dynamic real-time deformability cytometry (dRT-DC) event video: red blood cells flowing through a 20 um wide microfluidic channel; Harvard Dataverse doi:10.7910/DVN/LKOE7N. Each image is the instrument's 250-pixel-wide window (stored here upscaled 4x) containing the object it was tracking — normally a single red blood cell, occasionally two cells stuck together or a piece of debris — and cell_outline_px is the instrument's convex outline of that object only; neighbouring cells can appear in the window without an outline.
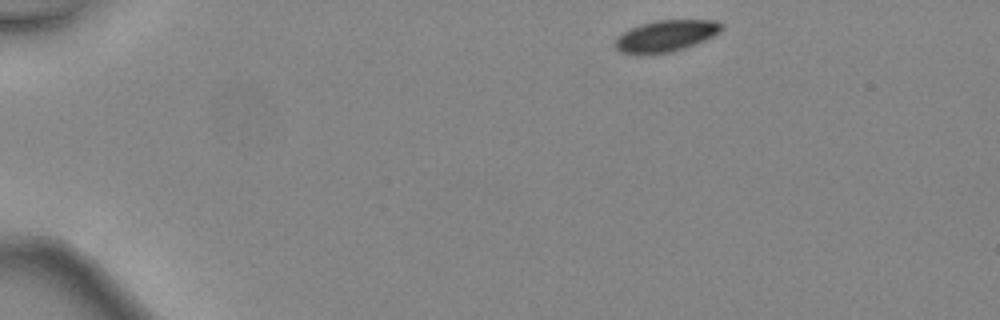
{"species": "common noctule bat (a hibernating species)", "species_latin": "Nyctalus noctula", "temperature_condition": "warm", "stored_images_in_passage": 39, "camera_frame_rate_fps": 3000, "um_per_image_px": 0.085, "animal": {"sex": "female", "body_mass_g": 24.6, "forearm_length_mm": 56.2}, "frame": {"image": 1, "passage_image": 1, "time_ms": 0.0, "image_size_px": [1000, 320], "cell_outline_px": [[724, 28], [720, 32], [696, 44], [672, 52], [620, 52], [612, 44], [616, 36], [640, 24], [656, 20], [716, 20], [724, 24]], "centroid_in_image_um": [56.63, 3.02], "position_along_channel_um": 28.4, "area_um2": 19.25}}
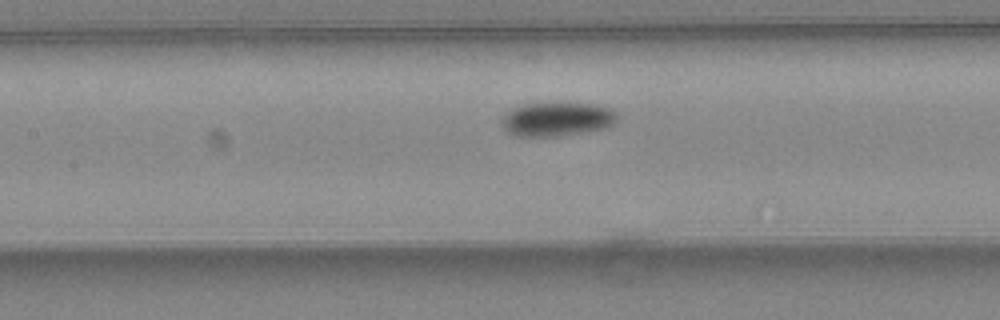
{"frame": {"image": 2, "passage_image": 16, "time_ms": 5.0, "image_size_px": [1000, 320], "cell_outline_px": [[616, 120], [612, 124], [604, 128], [556, 136], [516, 136], [508, 132], [504, 128], [500, 120], [512, 108], [524, 104], [560, 100], [596, 104], [612, 108], [616, 112]], "centroid_in_image_um": [47.34, 10.07], "position_along_channel_um": 160.1, "area_um2": 23.41}}
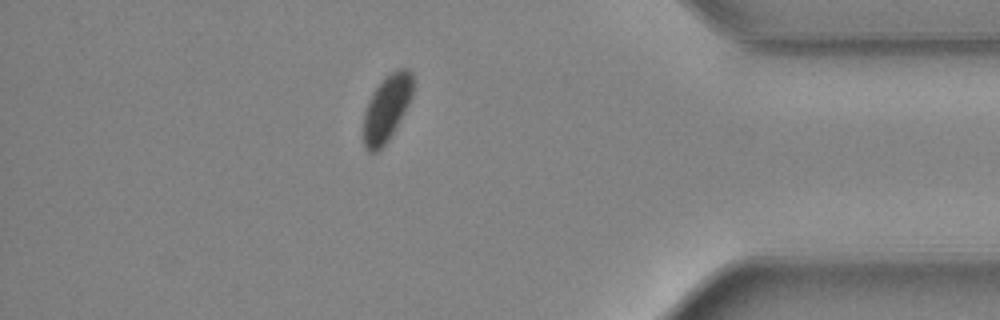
{"frame": {"image": 3, "passage_image": 34, "time_ms": 11.0, "image_size_px": [1000, 320], "cell_outline_px": [[412, 96], [404, 112], [388, 140], [376, 152], [368, 152], [364, 148], [364, 112], [372, 92], [384, 76], [400, 68], [408, 68], [412, 72]], "centroid_in_image_um": [32.86, 9.17], "position_along_channel_um": 402.3, "area_um2": 18.9}, "authors_computed_cell_mechanics": {"area_um2": 21.6172, "velocity_mm_per_s": 4.5207, "shape_relaxation_time_tau1_ms": 1.8654, "shape_relaxation_time_tau2_ms": null, "deformation_change_tau1": 0.0506, "deformation_change_tau2": null}}